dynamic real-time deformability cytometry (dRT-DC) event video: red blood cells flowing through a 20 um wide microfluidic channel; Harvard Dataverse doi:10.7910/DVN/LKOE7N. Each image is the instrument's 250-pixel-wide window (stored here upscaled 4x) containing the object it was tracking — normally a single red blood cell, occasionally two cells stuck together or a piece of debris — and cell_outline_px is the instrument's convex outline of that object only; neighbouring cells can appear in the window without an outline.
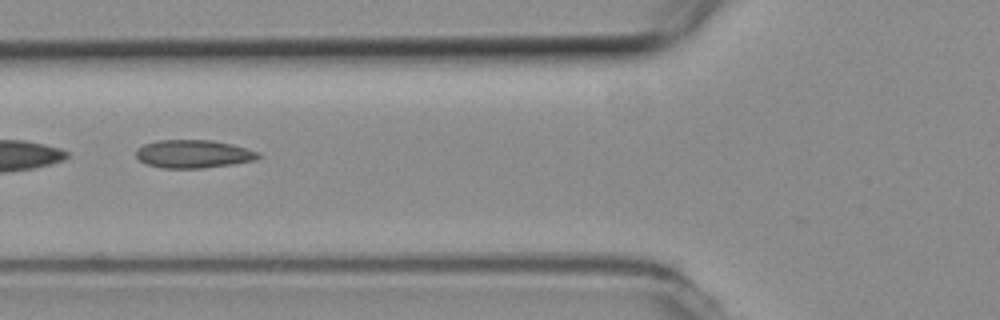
{"species": "common noctule bat (a hibernating species)", "species_latin": "Nyctalus noctula", "temperature_condition": "room temperature", "stored_images_in_passage": 9, "camera_frame_rate_fps": 3000, "um_per_image_px": 0.085, "animal": {"sex": "female", "body_mass_g": 19.3, "forearm_length_mm": 54.1}, "frame": {"image": 1, "passage_image": 4, "time_ms": 1.0, "image_size_px": [1000, 320], "cell_outline_px": [[260, 156], [256, 160], [232, 164], [200, 168], [160, 168], [148, 164], [140, 160], [136, 156], [136, 148], [144, 144], [156, 140], [212, 140], [232, 144], [256, 152]], "centroid_in_image_um": [16.39, 13.08], "position_along_channel_um": 109.4, "area_um2": 19.88}}
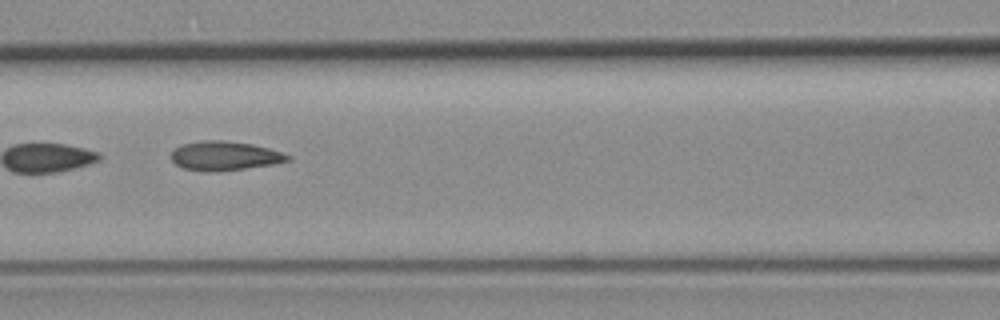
{"frame": {"image": 2, "passage_image": 7, "time_ms": 2.0, "image_size_px": [1000, 320], "cell_outline_px": [[292, 156], [288, 160], [272, 164], [244, 168], [208, 172], [204, 172], [180, 168], [168, 156], [176, 148], [184, 144], [204, 140], [220, 140], [252, 144], [268, 148]], "centroid_in_image_um": [19.03, 13.25], "position_along_channel_um": 147.6, "area_um2": 19.59}}